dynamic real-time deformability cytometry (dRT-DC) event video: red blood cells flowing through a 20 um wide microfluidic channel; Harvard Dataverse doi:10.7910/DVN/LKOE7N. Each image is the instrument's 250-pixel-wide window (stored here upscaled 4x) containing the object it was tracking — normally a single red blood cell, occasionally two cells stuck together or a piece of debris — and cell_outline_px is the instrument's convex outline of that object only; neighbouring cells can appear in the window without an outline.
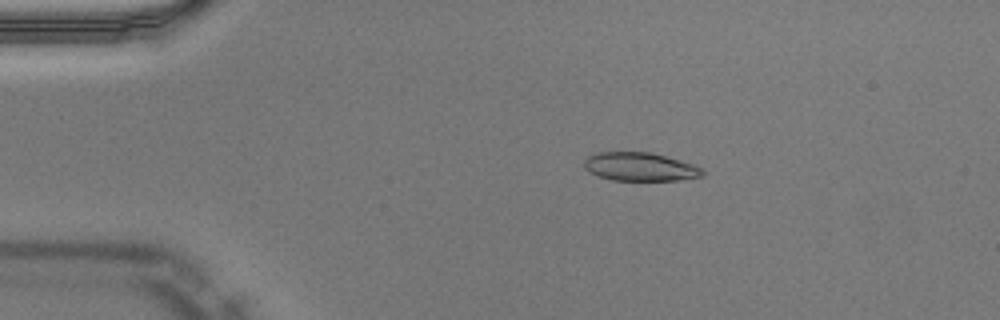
{"species": "Egyptian fruit bat (a non-hibernating species)", "species_latin": "Rousettus aegyptiacus", "temperature_condition": "warm", "stored_images_in_passage": 46, "camera_frame_rate_fps": 3000, "um_per_image_px": 0.085, "animal": {"sex": "male"}, "frame": {"image": 1, "passage_image": 5, "time_ms": 1.333, "image_size_px": [1000, 320], "cell_outline_px": [[704, 176], [680, 180], [612, 180], [600, 176], [584, 168], [584, 160], [588, 156], [596, 152], [652, 152], [680, 160], [692, 164], [700, 168], [704, 172]], "centroid_in_image_um": [54.41, 14.17], "position_along_channel_um": 30.6, "area_um2": 19.54}}
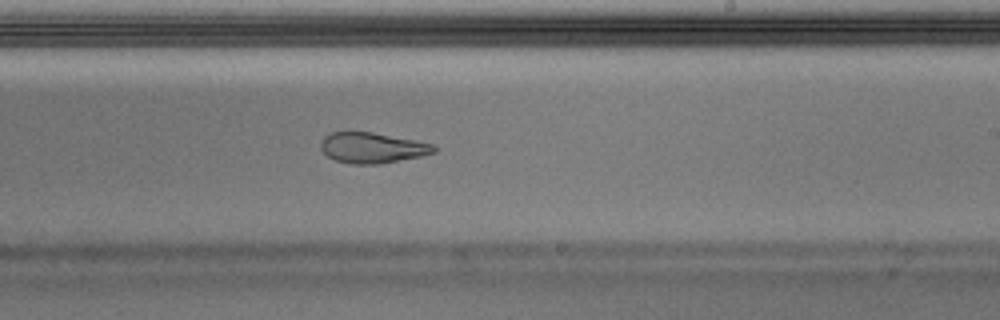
{"frame": {"image": 2, "passage_image": 26, "time_ms": 8.333, "image_size_px": [1000, 320], "cell_outline_px": [[436, 152], [420, 156], [380, 164], [352, 164], [336, 160], [328, 156], [320, 148], [320, 140], [324, 136], [332, 132], [372, 132], [416, 140], [432, 144], [436, 148]], "centroid_in_image_um": [31.62, 12.56], "position_along_channel_um": 257.4, "area_um2": 20.11}}
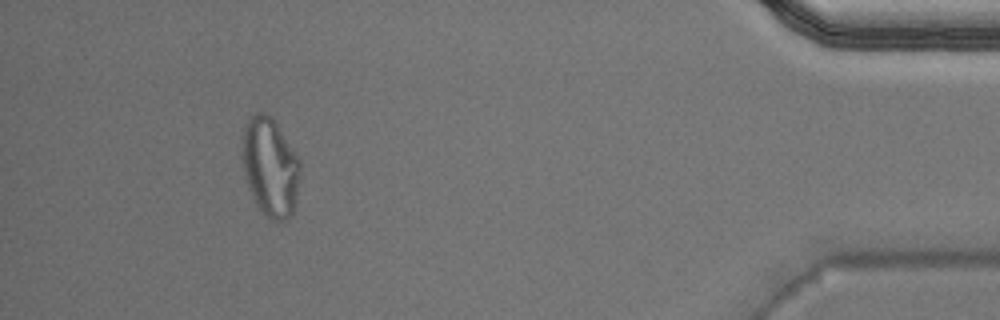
{"frame": {"image": 3, "passage_image": 42, "time_ms": 13.667, "image_size_px": [1000, 320], "cell_outline_px": [[300, 176], [296, 196], [292, 212], [284, 220], [276, 224], [260, 208], [252, 196], [244, 176], [240, 156], [240, 140], [244, 128], [248, 120], [256, 112], [264, 112], [272, 116], [300, 160]], "centroid_in_image_um": [22.92, 14.15], "position_along_channel_um": 412.3, "area_um2": 33.64}, "authors_computed_cell_mechanics": {"area_um2": 21.2126, "velocity_mm_per_s": 3.9978, "shape_relaxation_time_tau1_ms": null, "shape_relaxation_time_tau2_ms": 1.1055, "deformation_change_tau1": null, "deformation_change_tau2": 0.0817}}